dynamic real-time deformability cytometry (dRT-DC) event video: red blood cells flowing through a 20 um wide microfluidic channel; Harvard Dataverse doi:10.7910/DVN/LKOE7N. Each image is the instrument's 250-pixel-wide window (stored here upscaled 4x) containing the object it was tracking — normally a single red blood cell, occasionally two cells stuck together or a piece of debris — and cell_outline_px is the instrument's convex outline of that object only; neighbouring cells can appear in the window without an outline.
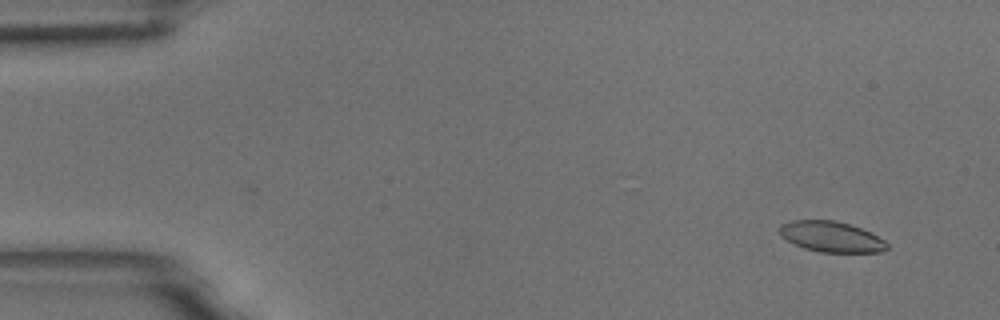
{"species": "common noctule bat (a hibernating species)", "species_latin": "Nyctalus noctula", "temperature_condition": "room temperature", "stored_images_in_passage": 6, "camera_frame_rate_fps": 3000, "um_per_image_px": 0.085, "animal": {"sex": "male", "body_mass_g": 18.8}, "frame": {"image": 1, "passage_image": 2, "time_ms": 0.333, "image_size_px": [1000, 320], "cell_outline_px": [[888, 248], [880, 252], [820, 252], [804, 248], [780, 236], [780, 224], [792, 220], [836, 220], [872, 232], [884, 240], [888, 244]], "centroid_in_image_um": [70.67, 20.11], "position_along_channel_um": 14.3, "area_um2": 19.13}}